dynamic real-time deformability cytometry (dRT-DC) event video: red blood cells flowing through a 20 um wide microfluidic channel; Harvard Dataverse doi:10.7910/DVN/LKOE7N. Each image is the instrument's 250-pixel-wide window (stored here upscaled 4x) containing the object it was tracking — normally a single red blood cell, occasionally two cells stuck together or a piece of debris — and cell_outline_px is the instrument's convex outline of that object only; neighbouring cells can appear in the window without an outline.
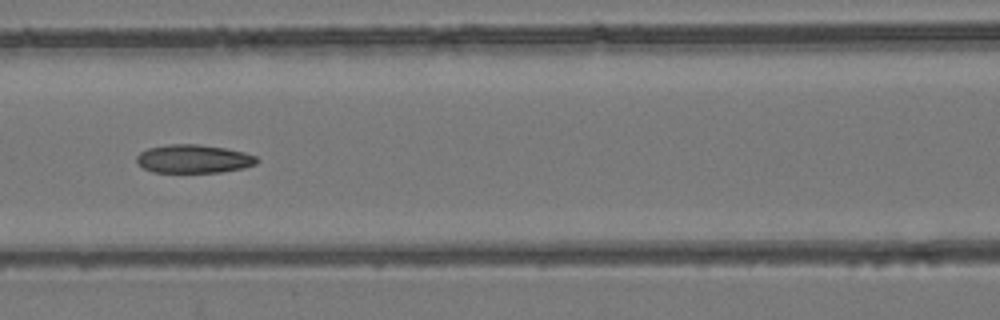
{"species": "common noctule bat (a hibernating species)", "species_latin": "Nyctalus noctula", "temperature_condition": "room temperature", "stored_images_in_passage": 6, "camera_frame_rate_fps": 3000, "um_per_image_px": 0.085, "animal": {"sex": "female", "body_mass_g": 24.6, "forearm_length_mm": 56.2}, "frame": {"image": 1, "passage_image": 6, "time_ms": 7.0, "image_size_px": [1000, 320], "cell_outline_px": [[260, 160], [256, 164], [244, 168], [220, 172], [152, 172], [144, 168], [136, 160], [136, 156], [140, 152], [148, 148], [168, 144], [200, 144], [224, 148], [244, 152], [256, 156]], "centroid_in_image_um": [16.47, 13.5], "position_along_channel_um": 150.1, "area_um2": 19.94}}